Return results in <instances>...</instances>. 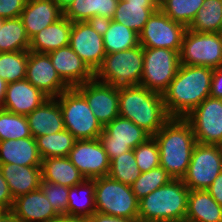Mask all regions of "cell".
Returning <instances> with one entry per match:
<instances>
[{"label":"cell","mask_w":222,"mask_h":222,"mask_svg":"<svg viewBox=\"0 0 222 222\" xmlns=\"http://www.w3.org/2000/svg\"><path fill=\"white\" fill-rule=\"evenodd\" d=\"M213 71L209 67L180 64L176 76L162 92L171 118H185L210 96Z\"/></svg>","instance_id":"1"},{"label":"cell","mask_w":222,"mask_h":222,"mask_svg":"<svg viewBox=\"0 0 222 222\" xmlns=\"http://www.w3.org/2000/svg\"><path fill=\"white\" fill-rule=\"evenodd\" d=\"M153 137L160 151V166L173 179H182L197 143L191 124L185 118H171Z\"/></svg>","instance_id":"2"},{"label":"cell","mask_w":222,"mask_h":222,"mask_svg":"<svg viewBox=\"0 0 222 222\" xmlns=\"http://www.w3.org/2000/svg\"><path fill=\"white\" fill-rule=\"evenodd\" d=\"M119 116L154 136L171 117L162 94L141 85L119 87Z\"/></svg>","instance_id":"3"},{"label":"cell","mask_w":222,"mask_h":222,"mask_svg":"<svg viewBox=\"0 0 222 222\" xmlns=\"http://www.w3.org/2000/svg\"><path fill=\"white\" fill-rule=\"evenodd\" d=\"M190 190L182 179H172L138 202V217L160 222H185Z\"/></svg>","instance_id":"4"},{"label":"cell","mask_w":222,"mask_h":222,"mask_svg":"<svg viewBox=\"0 0 222 222\" xmlns=\"http://www.w3.org/2000/svg\"><path fill=\"white\" fill-rule=\"evenodd\" d=\"M143 74V47L108 53L94 73L100 82L115 87L140 85Z\"/></svg>","instance_id":"5"},{"label":"cell","mask_w":222,"mask_h":222,"mask_svg":"<svg viewBox=\"0 0 222 222\" xmlns=\"http://www.w3.org/2000/svg\"><path fill=\"white\" fill-rule=\"evenodd\" d=\"M56 98L66 130L77 140L99 138L103 126L93 114L85 97L75 87L69 88Z\"/></svg>","instance_id":"6"},{"label":"cell","mask_w":222,"mask_h":222,"mask_svg":"<svg viewBox=\"0 0 222 222\" xmlns=\"http://www.w3.org/2000/svg\"><path fill=\"white\" fill-rule=\"evenodd\" d=\"M95 182L96 212L114 217L137 219L138 200L130 185L109 176L93 179Z\"/></svg>","instance_id":"7"},{"label":"cell","mask_w":222,"mask_h":222,"mask_svg":"<svg viewBox=\"0 0 222 222\" xmlns=\"http://www.w3.org/2000/svg\"><path fill=\"white\" fill-rule=\"evenodd\" d=\"M179 57L182 65L222 67V33H199L187 29Z\"/></svg>","instance_id":"8"},{"label":"cell","mask_w":222,"mask_h":222,"mask_svg":"<svg viewBox=\"0 0 222 222\" xmlns=\"http://www.w3.org/2000/svg\"><path fill=\"white\" fill-rule=\"evenodd\" d=\"M179 66V52L167 48H143L140 85L162 94L176 76Z\"/></svg>","instance_id":"9"},{"label":"cell","mask_w":222,"mask_h":222,"mask_svg":"<svg viewBox=\"0 0 222 222\" xmlns=\"http://www.w3.org/2000/svg\"><path fill=\"white\" fill-rule=\"evenodd\" d=\"M220 172L222 160L218 145L196 143L182 180L189 190H207Z\"/></svg>","instance_id":"10"},{"label":"cell","mask_w":222,"mask_h":222,"mask_svg":"<svg viewBox=\"0 0 222 222\" xmlns=\"http://www.w3.org/2000/svg\"><path fill=\"white\" fill-rule=\"evenodd\" d=\"M187 29L183 24L171 20L158 8L139 33V45L143 48H167L180 53Z\"/></svg>","instance_id":"11"},{"label":"cell","mask_w":222,"mask_h":222,"mask_svg":"<svg viewBox=\"0 0 222 222\" xmlns=\"http://www.w3.org/2000/svg\"><path fill=\"white\" fill-rule=\"evenodd\" d=\"M151 137L146 131L129 119L116 117L103 127L99 135L110 162L122 153L128 152Z\"/></svg>","instance_id":"12"},{"label":"cell","mask_w":222,"mask_h":222,"mask_svg":"<svg viewBox=\"0 0 222 222\" xmlns=\"http://www.w3.org/2000/svg\"><path fill=\"white\" fill-rule=\"evenodd\" d=\"M69 46L95 73L106 56L101 23L73 22Z\"/></svg>","instance_id":"13"},{"label":"cell","mask_w":222,"mask_h":222,"mask_svg":"<svg viewBox=\"0 0 222 222\" xmlns=\"http://www.w3.org/2000/svg\"><path fill=\"white\" fill-rule=\"evenodd\" d=\"M185 119L191 124L197 143H222V99L207 97Z\"/></svg>","instance_id":"14"},{"label":"cell","mask_w":222,"mask_h":222,"mask_svg":"<svg viewBox=\"0 0 222 222\" xmlns=\"http://www.w3.org/2000/svg\"><path fill=\"white\" fill-rule=\"evenodd\" d=\"M68 158L85 179L93 180L109 174L110 159L99 138L76 140Z\"/></svg>","instance_id":"15"},{"label":"cell","mask_w":222,"mask_h":222,"mask_svg":"<svg viewBox=\"0 0 222 222\" xmlns=\"http://www.w3.org/2000/svg\"><path fill=\"white\" fill-rule=\"evenodd\" d=\"M75 88L85 97L103 127L119 116V87L94 78Z\"/></svg>","instance_id":"16"},{"label":"cell","mask_w":222,"mask_h":222,"mask_svg":"<svg viewBox=\"0 0 222 222\" xmlns=\"http://www.w3.org/2000/svg\"><path fill=\"white\" fill-rule=\"evenodd\" d=\"M25 79L49 98H56L70 88L58 75L47 53L28 51Z\"/></svg>","instance_id":"17"},{"label":"cell","mask_w":222,"mask_h":222,"mask_svg":"<svg viewBox=\"0 0 222 222\" xmlns=\"http://www.w3.org/2000/svg\"><path fill=\"white\" fill-rule=\"evenodd\" d=\"M47 54L60 78L70 88L94 79V72L69 45Z\"/></svg>","instance_id":"18"},{"label":"cell","mask_w":222,"mask_h":222,"mask_svg":"<svg viewBox=\"0 0 222 222\" xmlns=\"http://www.w3.org/2000/svg\"><path fill=\"white\" fill-rule=\"evenodd\" d=\"M49 97L27 79L7 84L2 109L14 114L28 115Z\"/></svg>","instance_id":"19"},{"label":"cell","mask_w":222,"mask_h":222,"mask_svg":"<svg viewBox=\"0 0 222 222\" xmlns=\"http://www.w3.org/2000/svg\"><path fill=\"white\" fill-rule=\"evenodd\" d=\"M10 211L20 222H50L60 216L40 188L15 198Z\"/></svg>","instance_id":"20"},{"label":"cell","mask_w":222,"mask_h":222,"mask_svg":"<svg viewBox=\"0 0 222 222\" xmlns=\"http://www.w3.org/2000/svg\"><path fill=\"white\" fill-rule=\"evenodd\" d=\"M62 16L63 11L54 0H27L20 18L28 38L31 39Z\"/></svg>","instance_id":"21"},{"label":"cell","mask_w":222,"mask_h":222,"mask_svg":"<svg viewBox=\"0 0 222 222\" xmlns=\"http://www.w3.org/2000/svg\"><path fill=\"white\" fill-rule=\"evenodd\" d=\"M26 118L33 138L65 129L57 98H48L38 108L26 115Z\"/></svg>","instance_id":"22"},{"label":"cell","mask_w":222,"mask_h":222,"mask_svg":"<svg viewBox=\"0 0 222 222\" xmlns=\"http://www.w3.org/2000/svg\"><path fill=\"white\" fill-rule=\"evenodd\" d=\"M0 170L13 199L40 188L42 182L41 166H22L8 163L0 164Z\"/></svg>","instance_id":"23"},{"label":"cell","mask_w":222,"mask_h":222,"mask_svg":"<svg viewBox=\"0 0 222 222\" xmlns=\"http://www.w3.org/2000/svg\"><path fill=\"white\" fill-rule=\"evenodd\" d=\"M119 0H74L63 12L73 22L112 20Z\"/></svg>","instance_id":"24"},{"label":"cell","mask_w":222,"mask_h":222,"mask_svg":"<svg viewBox=\"0 0 222 222\" xmlns=\"http://www.w3.org/2000/svg\"><path fill=\"white\" fill-rule=\"evenodd\" d=\"M41 166L36 139L33 137L0 141V164Z\"/></svg>","instance_id":"25"},{"label":"cell","mask_w":222,"mask_h":222,"mask_svg":"<svg viewBox=\"0 0 222 222\" xmlns=\"http://www.w3.org/2000/svg\"><path fill=\"white\" fill-rule=\"evenodd\" d=\"M72 22L64 15L56 22L42 29L30 39L29 51L37 53H49L70 42Z\"/></svg>","instance_id":"26"},{"label":"cell","mask_w":222,"mask_h":222,"mask_svg":"<svg viewBox=\"0 0 222 222\" xmlns=\"http://www.w3.org/2000/svg\"><path fill=\"white\" fill-rule=\"evenodd\" d=\"M158 8L152 0H119L112 20L139 34Z\"/></svg>","instance_id":"27"},{"label":"cell","mask_w":222,"mask_h":222,"mask_svg":"<svg viewBox=\"0 0 222 222\" xmlns=\"http://www.w3.org/2000/svg\"><path fill=\"white\" fill-rule=\"evenodd\" d=\"M185 222H222V206L207 190H190Z\"/></svg>","instance_id":"28"},{"label":"cell","mask_w":222,"mask_h":222,"mask_svg":"<svg viewBox=\"0 0 222 222\" xmlns=\"http://www.w3.org/2000/svg\"><path fill=\"white\" fill-rule=\"evenodd\" d=\"M42 181L66 187L81 184L85 178L68 157H54L42 160Z\"/></svg>","instance_id":"29"},{"label":"cell","mask_w":222,"mask_h":222,"mask_svg":"<svg viewBox=\"0 0 222 222\" xmlns=\"http://www.w3.org/2000/svg\"><path fill=\"white\" fill-rule=\"evenodd\" d=\"M106 54L131 49L139 45V34L113 20L101 22Z\"/></svg>","instance_id":"30"},{"label":"cell","mask_w":222,"mask_h":222,"mask_svg":"<svg viewBox=\"0 0 222 222\" xmlns=\"http://www.w3.org/2000/svg\"><path fill=\"white\" fill-rule=\"evenodd\" d=\"M94 213H96L94 180L85 179L81 184L69 187L67 215L89 218Z\"/></svg>","instance_id":"31"},{"label":"cell","mask_w":222,"mask_h":222,"mask_svg":"<svg viewBox=\"0 0 222 222\" xmlns=\"http://www.w3.org/2000/svg\"><path fill=\"white\" fill-rule=\"evenodd\" d=\"M30 39L20 17L4 19L0 28V52L29 51Z\"/></svg>","instance_id":"32"},{"label":"cell","mask_w":222,"mask_h":222,"mask_svg":"<svg viewBox=\"0 0 222 222\" xmlns=\"http://www.w3.org/2000/svg\"><path fill=\"white\" fill-rule=\"evenodd\" d=\"M188 29L199 33H222V0H204Z\"/></svg>","instance_id":"33"},{"label":"cell","mask_w":222,"mask_h":222,"mask_svg":"<svg viewBox=\"0 0 222 222\" xmlns=\"http://www.w3.org/2000/svg\"><path fill=\"white\" fill-rule=\"evenodd\" d=\"M39 154L43 159L54 157H68L74 147L76 138L66 129L53 134L35 138Z\"/></svg>","instance_id":"34"},{"label":"cell","mask_w":222,"mask_h":222,"mask_svg":"<svg viewBox=\"0 0 222 222\" xmlns=\"http://www.w3.org/2000/svg\"><path fill=\"white\" fill-rule=\"evenodd\" d=\"M28 51L0 52V77L7 83L26 77Z\"/></svg>","instance_id":"35"},{"label":"cell","mask_w":222,"mask_h":222,"mask_svg":"<svg viewBox=\"0 0 222 222\" xmlns=\"http://www.w3.org/2000/svg\"><path fill=\"white\" fill-rule=\"evenodd\" d=\"M204 0H164L159 7L171 20L187 28L195 19Z\"/></svg>","instance_id":"36"},{"label":"cell","mask_w":222,"mask_h":222,"mask_svg":"<svg viewBox=\"0 0 222 222\" xmlns=\"http://www.w3.org/2000/svg\"><path fill=\"white\" fill-rule=\"evenodd\" d=\"M141 175L133 149L122 153L110 162L108 176L126 185H132Z\"/></svg>","instance_id":"37"},{"label":"cell","mask_w":222,"mask_h":222,"mask_svg":"<svg viewBox=\"0 0 222 222\" xmlns=\"http://www.w3.org/2000/svg\"><path fill=\"white\" fill-rule=\"evenodd\" d=\"M32 137L26 115L0 108V141Z\"/></svg>","instance_id":"38"},{"label":"cell","mask_w":222,"mask_h":222,"mask_svg":"<svg viewBox=\"0 0 222 222\" xmlns=\"http://www.w3.org/2000/svg\"><path fill=\"white\" fill-rule=\"evenodd\" d=\"M172 179L163 167L158 166L147 172H142L131 187L139 201Z\"/></svg>","instance_id":"39"},{"label":"cell","mask_w":222,"mask_h":222,"mask_svg":"<svg viewBox=\"0 0 222 222\" xmlns=\"http://www.w3.org/2000/svg\"><path fill=\"white\" fill-rule=\"evenodd\" d=\"M140 172H147L160 166V151L153 136L133 149Z\"/></svg>","instance_id":"40"},{"label":"cell","mask_w":222,"mask_h":222,"mask_svg":"<svg viewBox=\"0 0 222 222\" xmlns=\"http://www.w3.org/2000/svg\"><path fill=\"white\" fill-rule=\"evenodd\" d=\"M40 189L59 215H67L69 187L42 181Z\"/></svg>","instance_id":"41"},{"label":"cell","mask_w":222,"mask_h":222,"mask_svg":"<svg viewBox=\"0 0 222 222\" xmlns=\"http://www.w3.org/2000/svg\"><path fill=\"white\" fill-rule=\"evenodd\" d=\"M27 0H0V18L20 17Z\"/></svg>","instance_id":"42"},{"label":"cell","mask_w":222,"mask_h":222,"mask_svg":"<svg viewBox=\"0 0 222 222\" xmlns=\"http://www.w3.org/2000/svg\"><path fill=\"white\" fill-rule=\"evenodd\" d=\"M13 201L14 199L10 193L8 184L0 170V205H2L7 211H10L13 206Z\"/></svg>","instance_id":"43"},{"label":"cell","mask_w":222,"mask_h":222,"mask_svg":"<svg viewBox=\"0 0 222 222\" xmlns=\"http://www.w3.org/2000/svg\"><path fill=\"white\" fill-rule=\"evenodd\" d=\"M210 97L222 99V67H218L213 71Z\"/></svg>","instance_id":"44"},{"label":"cell","mask_w":222,"mask_h":222,"mask_svg":"<svg viewBox=\"0 0 222 222\" xmlns=\"http://www.w3.org/2000/svg\"><path fill=\"white\" fill-rule=\"evenodd\" d=\"M212 198L222 206V172L216 177L213 183L207 189Z\"/></svg>","instance_id":"45"},{"label":"cell","mask_w":222,"mask_h":222,"mask_svg":"<svg viewBox=\"0 0 222 222\" xmlns=\"http://www.w3.org/2000/svg\"><path fill=\"white\" fill-rule=\"evenodd\" d=\"M87 222H134L133 219H126L120 217H114L101 213H94L92 216L87 218Z\"/></svg>","instance_id":"46"},{"label":"cell","mask_w":222,"mask_h":222,"mask_svg":"<svg viewBox=\"0 0 222 222\" xmlns=\"http://www.w3.org/2000/svg\"><path fill=\"white\" fill-rule=\"evenodd\" d=\"M50 222H87V218L77 217V216H69V215H60Z\"/></svg>","instance_id":"47"},{"label":"cell","mask_w":222,"mask_h":222,"mask_svg":"<svg viewBox=\"0 0 222 222\" xmlns=\"http://www.w3.org/2000/svg\"><path fill=\"white\" fill-rule=\"evenodd\" d=\"M7 84L8 83L0 77V108H2L4 103Z\"/></svg>","instance_id":"48"},{"label":"cell","mask_w":222,"mask_h":222,"mask_svg":"<svg viewBox=\"0 0 222 222\" xmlns=\"http://www.w3.org/2000/svg\"><path fill=\"white\" fill-rule=\"evenodd\" d=\"M0 222H20L15 218L11 211H7L3 216L0 217Z\"/></svg>","instance_id":"49"},{"label":"cell","mask_w":222,"mask_h":222,"mask_svg":"<svg viewBox=\"0 0 222 222\" xmlns=\"http://www.w3.org/2000/svg\"><path fill=\"white\" fill-rule=\"evenodd\" d=\"M58 7L64 12L74 0H54Z\"/></svg>","instance_id":"50"},{"label":"cell","mask_w":222,"mask_h":222,"mask_svg":"<svg viewBox=\"0 0 222 222\" xmlns=\"http://www.w3.org/2000/svg\"><path fill=\"white\" fill-rule=\"evenodd\" d=\"M134 222H160V221L146 220L138 217L137 219L134 220Z\"/></svg>","instance_id":"51"},{"label":"cell","mask_w":222,"mask_h":222,"mask_svg":"<svg viewBox=\"0 0 222 222\" xmlns=\"http://www.w3.org/2000/svg\"><path fill=\"white\" fill-rule=\"evenodd\" d=\"M6 212L7 210L2 205H0V217L3 216Z\"/></svg>","instance_id":"52"},{"label":"cell","mask_w":222,"mask_h":222,"mask_svg":"<svg viewBox=\"0 0 222 222\" xmlns=\"http://www.w3.org/2000/svg\"><path fill=\"white\" fill-rule=\"evenodd\" d=\"M158 7H160L164 0H152Z\"/></svg>","instance_id":"53"},{"label":"cell","mask_w":222,"mask_h":222,"mask_svg":"<svg viewBox=\"0 0 222 222\" xmlns=\"http://www.w3.org/2000/svg\"><path fill=\"white\" fill-rule=\"evenodd\" d=\"M218 148H219V151H220V154H221V160H222V143L218 145Z\"/></svg>","instance_id":"54"},{"label":"cell","mask_w":222,"mask_h":222,"mask_svg":"<svg viewBox=\"0 0 222 222\" xmlns=\"http://www.w3.org/2000/svg\"><path fill=\"white\" fill-rule=\"evenodd\" d=\"M3 20H4L3 18H0V28H1Z\"/></svg>","instance_id":"55"}]
</instances>
